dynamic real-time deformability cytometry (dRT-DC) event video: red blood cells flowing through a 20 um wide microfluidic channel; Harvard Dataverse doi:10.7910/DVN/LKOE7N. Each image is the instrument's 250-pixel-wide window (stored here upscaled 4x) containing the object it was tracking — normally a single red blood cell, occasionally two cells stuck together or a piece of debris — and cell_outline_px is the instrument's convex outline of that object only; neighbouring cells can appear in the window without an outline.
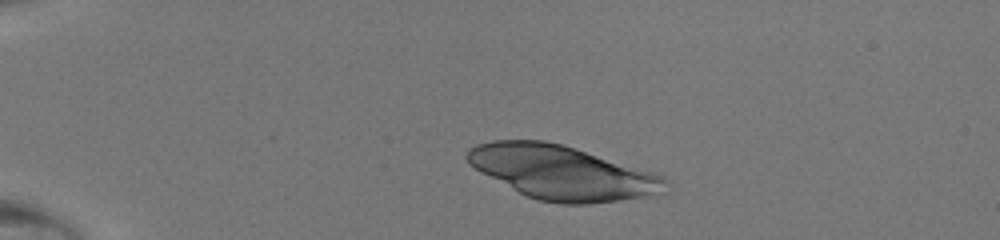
{"species": "human", "species_latin": "Homo sapiens", "temperature_condition": "room temperature", "stored_images_in_passage": 15, "camera_frame_rate_fps": 3000, "um_per_image_px": 0.085, "donor": {"sex": "male"}, "frame": {"image": 1, "passage_image": 6, "time_ms": 1.667, "image_size_px": [1000, 240], "cell_outline_px": [[668, 180], [660, 192], [648, 196], [588, 204], [560, 204], [540, 200], [528, 196], [480, 172], [468, 164], [464, 156], [468, 148], [476, 144], [492, 140], [544, 140], [564, 144], [652, 172], [664, 176]], "centroid_in_image_um": [47.71, 14.64], "position_along_channel_um": 37.3, "area_um2": 61.85}}